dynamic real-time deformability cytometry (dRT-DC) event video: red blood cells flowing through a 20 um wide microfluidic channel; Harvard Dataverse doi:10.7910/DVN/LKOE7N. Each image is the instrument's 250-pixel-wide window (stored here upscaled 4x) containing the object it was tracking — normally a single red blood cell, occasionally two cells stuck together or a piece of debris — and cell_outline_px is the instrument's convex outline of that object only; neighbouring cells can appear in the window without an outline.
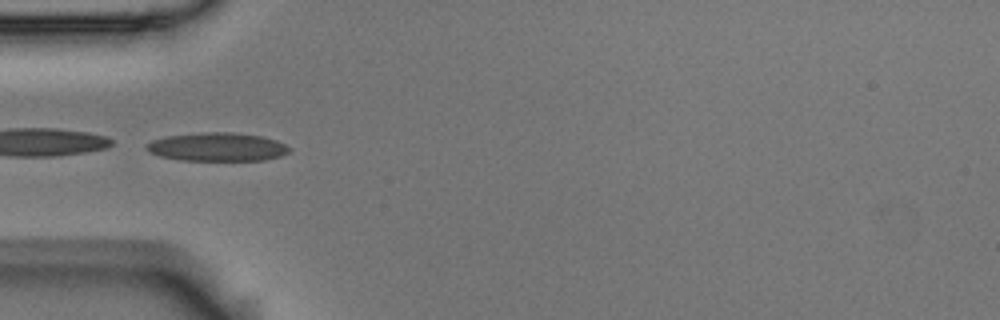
{"species": "Egyptian fruit bat (a non-hibernating species)", "species_latin": "Rousettus aegyptiacus", "temperature_condition": "room temperature", "stored_images_in_passage": 3, "camera_frame_rate_fps": 3000, "um_per_image_px": 0.085, "animal": {"sex": "male"}, "frame": {"image": 1, "passage_image": 3, "time_ms": 0.667, "image_size_px": [1000, 320], "cell_outline_px": [[292, 148], [288, 152], [280, 156], [264, 160], [180, 160], [160, 156], [148, 152], [144, 148], [144, 144], [152, 140], [164, 136], [204, 132], [232, 132], [260, 136], [276, 140]], "centroid_in_image_um": [18.41, 12.48], "position_along_channel_um": 66.6, "area_um2": 23.81}}